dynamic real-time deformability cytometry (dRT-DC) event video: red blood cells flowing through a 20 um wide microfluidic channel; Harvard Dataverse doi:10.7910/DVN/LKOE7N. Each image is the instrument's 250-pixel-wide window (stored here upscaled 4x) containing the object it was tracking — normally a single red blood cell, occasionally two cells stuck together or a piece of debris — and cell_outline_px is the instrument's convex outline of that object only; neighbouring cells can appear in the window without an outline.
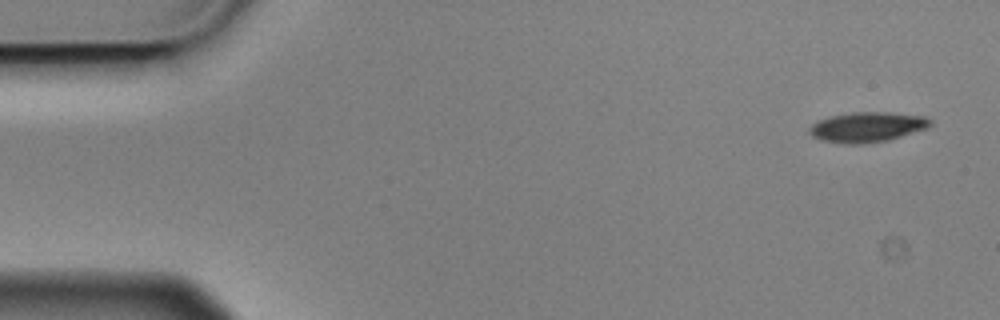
{"species": "Egyptian fruit bat (a non-hibernating species)", "species_latin": "Rousettus aegyptiacus", "temperature_condition": "cold", "stored_images_in_passage": 4, "camera_frame_rate_fps": 3000, "um_per_image_px": 0.085, "animal": {"sex": "male"}, "frame": {"image": 1, "passage_image": 1, "time_ms": 0.0, "image_size_px": [1000, 320], "cell_outline_px": [[932, 124], [928, 128], [888, 140], [860, 144], [844, 144], [820, 140], [812, 136], [808, 132], [808, 128], [816, 120], [832, 116], [852, 112], [888, 112], [924, 116], [932, 120]], "centroid_in_image_um": [73.69, 10.8], "position_along_channel_um": 11.3, "area_um2": 21.33}}